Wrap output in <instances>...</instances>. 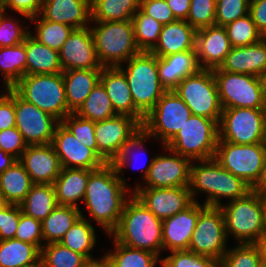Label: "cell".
Wrapping results in <instances>:
<instances>
[{"label": "cell", "instance_id": "cb8c5ba5", "mask_svg": "<svg viewBox=\"0 0 266 267\" xmlns=\"http://www.w3.org/2000/svg\"><path fill=\"white\" fill-rule=\"evenodd\" d=\"M100 82L104 86L117 115H128L135 118L141 125L144 116L135 108L124 72L117 67H103Z\"/></svg>", "mask_w": 266, "mask_h": 267}, {"label": "cell", "instance_id": "74e56055", "mask_svg": "<svg viewBox=\"0 0 266 267\" xmlns=\"http://www.w3.org/2000/svg\"><path fill=\"white\" fill-rule=\"evenodd\" d=\"M0 74H3L5 89L12 88L26 75V51L24 43L9 47H0Z\"/></svg>", "mask_w": 266, "mask_h": 267}, {"label": "cell", "instance_id": "277c9868", "mask_svg": "<svg viewBox=\"0 0 266 267\" xmlns=\"http://www.w3.org/2000/svg\"><path fill=\"white\" fill-rule=\"evenodd\" d=\"M226 204L220 207L227 239L232 234L239 244L257 243L266 232V199L251 190Z\"/></svg>", "mask_w": 266, "mask_h": 267}, {"label": "cell", "instance_id": "b9f144b4", "mask_svg": "<svg viewBox=\"0 0 266 267\" xmlns=\"http://www.w3.org/2000/svg\"><path fill=\"white\" fill-rule=\"evenodd\" d=\"M40 261L44 267H83L89 260L59 242L44 244Z\"/></svg>", "mask_w": 266, "mask_h": 267}, {"label": "cell", "instance_id": "7dc6e473", "mask_svg": "<svg viewBox=\"0 0 266 267\" xmlns=\"http://www.w3.org/2000/svg\"><path fill=\"white\" fill-rule=\"evenodd\" d=\"M61 123L79 142L92 149L97 154L95 122L82 118L76 113H70Z\"/></svg>", "mask_w": 266, "mask_h": 267}, {"label": "cell", "instance_id": "f1b7e54d", "mask_svg": "<svg viewBox=\"0 0 266 267\" xmlns=\"http://www.w3.org/2000/svg\"><path fill=\"white\" fill-rule=\"evenodd\" d=\"M102 69H77L63 71L67 108L76 113L85 99L100 82Z\"/></svg>", "mask_w": 266, "mask_h": 267}, {"label": "cell", "instance_id": "4fadbf2b", "mask_svg": "<svg viewBox=\"0 0 266 267\" xmlns=\"http://www.w3.org/2000/svg\"><path fill=\"white\" fill-rule=\"evenodd\" d=\"M227 240L221 207L201 204L188 250L220 262L228 250Z\"/></svg>", "mask_w": 266, "mask_h": 267}, {"label": "cell", "instance_id": "ac0fdd59", "mask_svg": "<svg viewBox=\"0 0 266 267\" xmlns=\"http://www.w3.org/2000/svg\"><path fill=\"white\" fill-rule=\"evenodd\" d=\"M133 194L162 221L184 210L193 202L188 186L136 188Z\"/></svg>", "mask_w": 266, "mask_h": 267}, {"label": "cell", "instance_id": "e575fe53", "mask_svg": "<svg viewBox=\"0 0 266 267\" xmlns=\"http://www.w3.org/2000/svg\"><path fill=\"white\" fill-rule=\"evenodd\" d=\"M81 209L75 206L58 205L42 222V236L45 244L59 242L81 217Z\"/></svg>", "mask_w": 266, "mask_h": 267}, {"label": "cell", "instance_id": "484cf974", "mask_svg": "<svg viewBox=\"0 0 266 267\" xmlns=\"http://www.w3.org/2000/svg\"><path fill=\"white\" fill-rule=\"evenodd\" d=\"M219 69L258 77L266 69V37L248 46L232 47Z\"/></svg>", "mask_w": 266, "mask_h": 267}, {"label": "cell", "instance_id": "816d5d0a", "mask_svg": "<svg viewBox=\"0 0 266 267\" xmlns=\"http://www.w3.org/2000/svg\"><path fill=\"white\" fill-rule=\"evenodd\" d=\"M7 15V16H6ZM18 19L9 17L3 11L0 15V47H9L23 43L30 34L25 27L19 25Z\"/></svg>", "mask_w": 266, "mask_h": 267}, {"label": "cell", "instance_id": "d590c367", "mask_svg": "<svg viewBox=\"0 0 266 267\" xmlns=\"http://www.w3.org/2000/svg\"><path fill=\"white\" fill-rule=\"evenodd\" d=\"M81 217L77 219L64 237L59 241L63 246L84 255L88 260H94L90 253L96 245L95 228L90 220L80 211Z\"/></svg>", "mask_w": 266, "mask_h": 267}, {"label": "cell", "instance_id": "c3c4849f", "mask_svg": "<svg viewBox=\"0 0 266 267\" xmlns=\"http://www.w3.org/2000/svg\"><path fill=\"white\" fill-rule=\"evenodd\" d=\"M171 255L161 258L163 267H219V261L195 254L189 250L171 251Z\"/></svg>", "mask_w": 266, "mask_h": 267}, {"label": "cell", "instance_id": "ee69618b", "mask_svg": "<svg viewBox=\"0 0 266 267\" xmlns=\"http://www.w3.org/2000/svg\"><path fill=\"white\" fill-rule=\"evenodd\" d=\"M260 249L256 243L236 244L228 248L219 262V267H262Z\"/></svg>", "mask_w": 266, "mask_h": 267}, {"label": "cell", "instance_id": "4316f807", "mask_svg": "<svg viewBox=\"0 0 266 267\" xmlns=\"http://www.w3.org/2000/svg\"><path fill=\"white\" fill-rule=\"evenodd\" d=\"M157 69L159 81L165 90H174L185 77L201 69L196 48L165 57H157Z\"/></svg>", "mask_w": 266, "mask_h": 267}, {"label": "cell", "instance_id": "a7ac6f4b", "mask_svg": "<svg viewBox=\"0 0 266 267\" xmlns=\"http://www.w3.org/2000/svg\"><path fill=\"white\" fill-rule=\"evenodd\" d=\"M263 144L266 146V107L264 109Z\"/></svg>", "mask_w": 266, "mask_h": 267}, {"label": "cell", "instance_id": "8c879c8a", "mask_svg": "<svg viewBox=\"0 0 266 267\" xmlns=\"http://www.w3.org/2000/svg\"><path fill=\"white\" fill-rule=\"evenodd\" d=\"M3 0H0V8H2Z\"/></svg>", "mask_w": 266, "mask_h": 267}, {"label": "cell", "instance_id": "e7e4bbea", "mask_svg": "<svg viewBox=\"0 0 266 267\" xmlns=\"http://www.w3.org/2000/svg\"><path fill=\"white\" fill-rule=\"evenodd\" d=\"M83 267H112L109 260L105 257L89 260Z\"/></svg>", "mask_w": 266, "mask_h": 267}, {"label": "cell", "instance_id": "f907efd6", "mask_svg": "<svg viewBox=\"0 0 266 267\" xmlns=\"http://www.w3.org/2000/svg\"><path fill=\"white\" fill-rule=\"evenodd\" d=\"M250 0H216L215 25L225 27L238 18L249 14Z\"/></svg>", "mask_w": 266, "mask_h": 267}, {"label": "cell", "instance_id": "83f0119b", "mask_svg": "<svg viewBox=\"0 0 266 267\" xmlns=\"http://www.w3.org/2000/svg\"><path fill=\"white\" fill-rule=\"evenodd\" d=\"M196 33L186 20H176L163 25L159 40L150 51L157 57L194 50L196 48Z\"/></svg>", "mask_w": 266, "mask_h": 267}, {"label": "cell", "instance_id": "89a4df30", "mask_svg": "<svg viewBox=\"0 0 266 267\" xmlns=\"http://www.w3.org/2000/svg\"><path fill=\"white\" fill-rule=\"evenodd\" d=\"M7 205V203L5 202L3 195L0 193V210Z\"/></svg>", "mask_w": 266, "mask_h": 267}, {"label": "cell", "instance_id": "8d00e7d4", "mask_svg": "<svg viewBox=\"0 0 266 267\" xmlns=\"http://www.w3.org/2000/svg\"><path fill=\"white\" fill-rule=\"evenodd\" d=\"M141 0H91V21L132 20Z\"/></svg>", "mask_w": 266, "mask_h": 267}, {"label": "cell", "instance_id": "6f0895ef", "mask_svg": "<svg viewBox=\"0 0 266 267\" xmlns=\"http://www.w3.org/2000/svg\"><path fill=\"white\" fill-rule=\"evenodd\" d=\"M5 94L0 90V131L16 126L14 90L6 88Z\"/></svg>", "mask_w": 266, "mask_h": 267}, {"label": "cell", "instance_id": "e0dca14e", "mask_svg": "<svg viewBox=\"0 0 266 267\" xmlns=\"http://www.w3.org/2000/svg\"><path fill=\"white\" fill-rule=\"evenodd\" d=\"M168 155H154L153 163L145 178V184L136 183V188H162L189 186L192 160L163 146ZM141 185V186H140Z\"/></svg>", "mask_w": 266, "mask_h": 267}, {"label": "cell", "instance_id": "7402d4cb", "mask_svg": "<svg viewBox=\"0 0 266 267\" xmlns=\"http://www.w3.org/2000/svg\"><path fill=\"white\" fill-rule=\"evenodd\" d=\"M19 161L30 175L33 184H54L62 170L52 144L28 145Z\"/></svg>", "mask_w": 266, "mask_h": 267}, {"label": "cell", "instance_id": "003e7915", "mask_svg": "<svg viewBox=\"0 0 266 267\" xmlns=\"http://www.w3.org/2000/svg\"><path fill=\"white\" fill-rule=\"evenodd\" d=\"M258 78L260 81V85H261L264 97L266 99V69L259 74Z\"/></svg>", "mask_w": 266, "mask_h": 267}, {"label": "cell", "instance_id": "680465c9", "mask_svg": "<svg viewBox=\"0 0 266 267\" xmlns=\"http://www.w3.org/2000/svg\"><path fill=\"white\" fill-rule=\"evenodd\" d=\"M43 0H3V11L7 9L15 11L24 18L30 20L41 13Z\"/></svg>", "mask_w": 266, "mask_h": 267}, {"label": "cell", "instance_id": "9f6ffc18", "mask_svg": "<svg viewBox=\"0 0 266 267\" xmlns=\"http://www.w3.org/2000/svg\"><path fill=\"white\" fill-rule=\"evenodd\" d=\"M139 9L163 25L177 20L166 0H141Z\"/></svg>", "mask_w": 266, "mask_h": 267}, {"label": "cell", "instance_id": "6125c7cd", "mask_svg": "<svg viewBox=\"0 0 266 267\" xmlns=\"http://www.w3.org/2000/svg\"><path fill=\"white\" fill-rule=\"evenodd\" d=\"M252 190L266 199V160L262 168L261 176Z\"/></svg>", "mask_w": 266, "mask_h": 267}, {"label": "cell", "instance_id": "f546056e", "mask_svg": "<svg viewBox=\"0 0 266 267\" xmlns=\"http://www.w3.org/2000/svg\"><path fill=\"white\" fill-rule=\"evenodd\" d=\"M92 171L83 168H62L54 182L58 205L79 208L78 201L84 199L87 182Z\"/></svg>", "mask_w": 266, "mask_h": 267}, {"label": "cell", "instance_id": "f5cc1de1", "mask_svg": "<svg viewBox=\"0 0 266 267\" xmlns=\"http://www.w3.org/2000/svg\"><path fill=\"white\" fill-rule=\"evenodd\" d=\"M14 239L36 245L41 250L45 244L42 236L41 221L21 212Z\"/></svg>", "mask_w": 266, "mask_h": 267}, {"label": "cell", "instance_id": "5bb4252c", "mask_svg": "<svg viewBox=\"0 0 266 267\" xmlns=\"http://www.w3.org/2000/svg\"><path fill=\"white\" fill-rule=\"evenodd\" d=\"M218 127V141L240 145L263 143L264 109H223Z\"/></svg>", "mask_w": 266, "mask_h": 267}, {"label": "cell", "instance_id": "f6af8a7d", "mask_svg": "<svg viewBox=\"0 0 266 267\" xmlns=\"http://www.w3.org/2000/svg\"><path fill=\"white\" fill-rule=\"evenodd\" d=\"M225 28L232 47L248 46L264 38L250 14L227 24Z\"/></svg>", "mask_w": 266, "mask_h": 267}, {"label": "cell", "instance_id": "d4e9b609", "mask_svg": "<svg viewBox=\"0 0 266 267\" xmlns=\"http://www.w3.org/2000/svg\"><path fill=\"white\" fill-rule=\"evenodd\" d=\"M40 15L74 29L87 28L91 21V0H43Z\"/></svg>", "mask_w": 266, "mask_h": 267}, {"label": "cell", "instance_id": "9c48e42d", "mask_svg": "<svg viewBox=\"0 0 266 267\" xmlns=\"http://www.w3.org/2000/svg\"><path fill=\"white\" fill-rule=\"evenodd\" d=\"M173 91L185 102L192 115L203 116L219 124L223 108L213 70L200 69L185 77Z\"/></svg>", "mask_w": 266, "mask_h": 267}, {"label": "cell", "instance_id": "5b68a950", "mask_svg": "<svg viewBox=\"0 0 266 267\" xmlns=\"http://www.w3.org/2000/svg\"><path fill=\"white\" fill-rule=\"evenodd\" d=\"M93 22L94 27L90 29L102 67L123 65L122 63L141 52L135 41L132 20Z\"/></svg>", "mask_w": 266, "mask_h": 267}, {"label": "cell", "instance_id": "ab89813d", "mask_svg": "<svg viewBox=\"0 0 266 267\" xmlns=\"http://www.w3.org/2000/svg\"><path fill=\"white\" fill-rule=\"evenodd\" d=\"M30 22H36L37 24L35 28L36 34H32L30 31V35L39 43L58 52L74 30L73 27L67 24L45 20L40 14L30 18Z\"/></svg>", "mask_w": 266, "mask_h": 267}, {"label": "cell", "instance_id": "8992f818", "mask_svg": "<svg viewBox=\"0 0 266 267\" xmlns=\"http://www.w3.org/2000/svg\"><path fill=\"white\" fill-rule=\"evenodd\" d=\"M125 63V68L118 67L126 76L135 108L145 117L166 92L159 81L157 56L141 51Z\"/></svg>", "mask_w": 266, "mask_h": 267}, {"label": "cell", "instance_id": "8fae6325", "mask_svg": "<svg viewBox=\"0 0 266 267\" xmlns=\"http://www.w3.org/2000/svg\"><path fill=\"white\" fill-rule=\"evenodd\" d=\"M192 116L185 102L173 91H166L144 117L142 129L165 146Z\"/></svg>", "mask_w": 266, "mask_h": 267}, {"label": "cell", "instance_id": "d6a6232c", "mask_svg": "<svg viewBox=\"0 0 266 267\" xmlns=\"http://www.w3.org/2000/svg\"><path fill=\"white\" fill-rule=\"evenodd\" d=\"M32 185L30 175L19 160L0 174V193L7 204L20 205Z\"/></svg>", "mask_w": 266, "mask_h": 267}, {"label": "cell", "instance_id": "44dd1931", "mask_svg": "<svg viewBox=\"0 0 266 267\" xmlns=\"http://www.w3.org/2000/svg\"><path fill=\"white\" fill-rule=\"evenodd\" d=\"M201 204L193 201L187 208L162 221L163 250H188L196 227Z\"/></svg>", "mask_w": 266, "mask_h": 267}, {"label": "cell", "instance_id": "11a10c76", "mask_svg": "<svg viewBox=\"0 0 266 267\" xmlns=\"http://www.w3.org/2000/svg\"><path fill=\"white\" fill-rule=\"evenodd\" d=\"M27 146L23 135L16 127L0 131V148L4 152L16 157L18 160L21 158Z\"/></svg>", "mask_w": 266, "mask_h": 267}, {"label": "cell", "instance_id": "2644e50d", "mask_svg": "<svg viewBox=\"0 0 266 267\" xmlns=\"http://www.w3.org/2000/svg\"><path fill=\"white\" fill-rule=\"evenodd\" d=\"M29 267H44V266H43L42 262L40 261L39 263L34 264L32 266H29Z\"/></svg>", "mask_w": 266, "mask_h": 267}, {"label": "cell", "instance_id": "91938a15", "mask_svg": "<svg viewBox=\"0 0 266 267\" xmlns=\"http://www.w3.org/2000/svg\"><path fill=\"white\" fill-rule=\"evenodd\" d=\"M249 14L257 30L266 37V0H250Z\"/></svg>", "mask_w": 266, "mask_h": 267}, {"label": "cell", "instance_id": "7a4b0ae2", "mask_svg": "<svg viewBox=\"0 0 266 267\" xmlns=\"http://www.w3.org/2000/svg\"><path fill=\"white\" fill-rule=\"evenodd\" d=\"M118 243L157 254L163 250L162 220L134 194L126 201L117 228L109 235Z\"/></svg>", "mask_w": 266, "mask_h": 267}, {"label": "cell", "instance_id": "be15d7a7", "mask_svg": "<svg viewBox=\"0 0 266 267\" xmlns=\"http://www.w3.org/2000/svg\"><path fill=\"white\" fill-rule=\"evenodd\" d=\"M18 159L0 148V174L10 168Z\"/></svg>", "mask_w": 266, "mask_h": 267}, {"label": "cell", "instance_id": "3957f363", "mask_svg": "<svg viewBox=\"0 0 266 267\" xmlns=\"http://www.w3.org/2000/svg\"><path fill=\"white\" fill-rule=\"evenodd\" d=\"M190 168L189 191L193 201H197L195 196L207 193L206 206L220 207L223 203L221 198L229 201L245 196L252 188L242 179L234 176L224 169L214 158L208 160H196Z\"/></svg>", "mask_w": 266, "mask_h": 267}, {"label": "cell", "instance_id": "94428289", "mask_svg": "<svg viewBox=\"0 0 266 267\" xmlns=\"http://www.w3.org/2000/svg\"><path fill=\"white\" fill-rule=\"evenodd\" d=\"M177 20H186L190 10L191 0H166Z\"/></svg>", "mask_w": 266, "mask_h": 267}, {"label": "cell", "instance_id": "753ad0ef", "mask_svg": "<svg viewBox=\"0 0 266 267\" xmlns=\"http://www.w3.org/2000/svg\"><path fill=\"white\" fill-rule=\"evenodd\" d=\"M2 12H3V8H0V15H1Z\"/></svg>", "mask_w": 266, "mask_h": 267}, {"label": "cell", "instance_id": "ba28073f", "mask_svg": "<svg viewBox=\"0 0 266 267\" xmlns=\"http://www.w3.org/2000/svg\"><path fill=\"white\" fill-rule=\"evenodd\" d=\"M218 139L219 127L215 120L192 115L165 146L192 161L208 160L215 156Z\"/></svg>", "mask_w": 266, "mask_h": 267}, {"label": "cell", "instance_id": "4dcf8cb0", "mask_svg": "<svg viewBox=\"0 0 266 267\" xmlns=\"http://www.w3.org/2000/svg\"><path fill=\"white\" fill-rule=\"evenodd\" d=\"M26 75L63 72L59 52L39 43L30 34L25 41Z\"/></svg>", "mask_w": 266, "mask_h": 267}, {"label": "cell", "instance_id": "603a6c76", "mask_svg": "<svg viewBox=\"0 0 266 267\" xmlns=\"http://www.w3.org/2000/svg\"><path fill=\"white\" fill-rule=\"evenodd\" d=\"M231 49L225 27L214 25L197 30L196 52L201 69L219 68Z\"/></svg>", "mask_w": 266, "mask_h": 267}, {"label": "cell", "instance_id": "1f68e13d", "mask_svg": "<svg viewBox=\"0 0 266 267\" xmlns=\"http://www.w3.org/2000/svg\"><path fill=\"white\" fill-rule=\"evenodd\" d=\"M58 206L54 184H33L20 203L22 213L43 221Z\"/></svg>", "mask_w": 266, "mask_h": 267}, {"label": "cell", "instance_id": "bcb514c9", "mask_svg": "<svg viewBox=\"0 0 266 267\" xmlns=\"http://www.w3.org/2000/svg\"><path fill=\"white\" fill-rule=\"evenodd\" d=\"M151 138L143 129H141L129 142L125 144V146L122 148L119 156L112 162L114 167L116 168L117 174L120 176L123 174L124 176V168L126 166L132 167V163L134 158L135 151H142L144 144L146 140ZM134 152V153H133ZM137 156V154H136ZM134 158V159H133ZM137 160V159H136ZM154 157L151 158V161L147 164H145V169L143 170V180H145L146 176L148 175L149 169L151 167V164L153 163ZM134 164V163H133ZM135 168V167H134ZM140 169V167H139ZM123 171V172H122Z\"/></svg>", "mask_w": 266, "mask_h": 267}, {"label": "cell", "instance_id": "6da1fadb", "mask_svg": "<svg viewBox=\"0 0 266 267\" xmlns=\"http://www.w3.org/2000/svg\"><path fill=\"white\" fill-rule=\"evenodd\" d=\"M128 189L127 181L117 174L112 163H105L89 175L83 202L89 218L102 226L108 236L117 228L124 205L133 194Z\"/></svg>", "mask_w": 266, "mask_h": 267}, {"label": "cell", "instance_id": "30bf717a", "mask_svg": "<svg viewBox=\"0 0 266 267\" xmlns=\"http://www.w3.org/2000/svg\"><path fill=\"white\" fill-rule=\"evenodd\" d=\"M214 159L224 169L253 188L262 173L266 160V146L263 143L240 145L218 141Z\"/></svg>", "mask_w": 266, "mask_h": 267}, {"label": "cell", "instance_id": "681fc988", "mask_svg": "<svg viewBox=\"0 0 266 267\" xmlns=\"http://www.w3.org/2000/svg\"><path fill=\"white\" fill-rule=\"evenodd\" d=\"M216 0H191L186 21L196 30L214 26Z\"/></svg>", "mask_w": 266, "mask_h": 267}, {"label": "cell", "instance_id": "db71d44e", "mask_svg": "<svg viewBox=\"0 0 266 267\" xmlns=\"http://www.w3.org/2000/svg\"><path fill=\"white\" fill-rule=\"evenodd\" d=\"M21 212L16 204H7L0 210V240L14 239Z\"/></svg>", "mask_w": 266, "mask_h": 267}, {"label": "cell", "instance_id": "2e32d148", "mask_svg": "<svg viewBox=\"0 0 266 267\" xmlns=\"http://www.w3.org/2000/svg\"><path fill=\"white\" fill-rule=\"evenodd\" d=\"M16 128L27 145L51 144L56 126L60 123L52 115L26 102L14 91Z\"/></svg>", "mask_w": 266, "mask_h": 267}, {"label": "cell", "instance_id": "d6986e66", "mask_svg": "<svg viewBox=\"0 0 266 267\" xmlns=\"http://www.w3.org/2000/svg\"><path fill=\"white\" fill-rule=\"evenodd\" d=\"M51 144L62 168L96 170L105 164L92 149L79 142L61 122L56 126Z\"/></svg>", "mask_w": 266, "mask_h": 267}, {"label": "cell", "instance_id": "ffe728a7", "mask_svg": "<svg viewBox=\"0 0 266 267\" xmlns=\"http://www.w3.org/2000/svg\"><path fill=\"white\" fill-rule=\"evenodd\" d=\"M62 70L102 69L90 26L74 29L59 51Z\"/></svg>", "mask_w": 266, "mask_h": 267}, {"label": "cell", "instance_id": "03108f58", "mask_svg": "<svg viewBox=\"0 0 266 267\" xmlns=\"http://www.w3.org/2000/svg\"><path fill=\"white\" fill-rule=\"evenodd\" d=\"M256 244L260 249L262 265L263 267H266V233L262 235Z\"/></svg>", "mask_w": 266, "mask_h": 267}, {"label": "cell", "instance_id": "7c38bea8", "mask_svg": "<svg viewBox=\"0 0 266 267\" xmlns=\"http://www.w3.org/2000/svg\"><path fill=\"white\" fill-rule=\"evenodd\" d=\"M213 75L223 109H265L266 99L257 76L230 73L219 68L213 69Z\"/></svg>", "mask_w": 266, "mask_h": 267}, {"label": "cell", "instance_id": "7bdbcfd3", "mask_svg": "<svg viewBox=\"0 0 266 267\" xmlns=\"http://www.w3.org/2000/svg\"><path fill=\"white\" fill-rule=\"evenodd\" d=\"M135 41L140 51L150 52L159 40L163 24L140 9L132 17Z\"/></svg>", "mask_w": 266, "mask_h": 267}, {"label": "cell", "instance_id": "60d3db41", "mask_svg": "<svg viewBox=\"0 0 266 267\" xmlns=\"http://www.w3.org/2000/svg\"><path fill=\"white\" fill-rule=\"evenodd\" d=\"M76 114L93 122L103 121L117 115L101 82L94 87Z\"/></svg>", "mask_w": 266, "mask_h": 267}, {"label": "cell", "instance_id": "9a60e30c", "mask_svg": "<svg viewBox=\"0 0 266 267\" xmlns=\"http://www.w3.org/2000/svg\"><path fill=\"white\" fill-rule=\"evenodd\" d=\"M141 129L142 125L128 115H116L95 122L97 155L105 163H112L119 156L125 144Z\"/></svg>", "mask_w": 266, "mask_h": 267}, {"label": "cell", "instance_id": "f35d334b", "mask_svg": "<svg viewBox=\"0 0 266 267\" xmlns=\"http://www.w3.org/2000/svg\"><path fill=\"white\" fill-rule=\"evenodd\" d=\"M113 243L114 251L104 254L112 267H155L157 262L161 263L159 256L153 252L131 248L115 240Z\"/></svg>", "mask_w": 266, "mask_h": 267}, {"label": "cell", "instance_id": "52a82bcc", "mask_svg": "<svg viewBox=\"0 0 266 267\" xmlns=\"http://www.w3.org/2000/svg\"><path fill=\"white\" fill-rule=\"evenodd\" d=\"M12 89L26 102L61 122L71 112L67 108L63 73L23 76Z\"/></svg>", "mask_w": 266, "mask_h": 267}, {"label": "cell", "instance_id": "836d02e7", "mask_svg": "<svg viewBox=\"0 0 266 267\" xmlns=\"http://www.w3.org/2000/svg\"><path fill=\"white\" fill-rule=\"evenodd\" d=\"M41 250L17 239L0 240V267H29L40 262Z\"/></svg>", "mask_w": 266, "mask_h": 267}]
</instances>
